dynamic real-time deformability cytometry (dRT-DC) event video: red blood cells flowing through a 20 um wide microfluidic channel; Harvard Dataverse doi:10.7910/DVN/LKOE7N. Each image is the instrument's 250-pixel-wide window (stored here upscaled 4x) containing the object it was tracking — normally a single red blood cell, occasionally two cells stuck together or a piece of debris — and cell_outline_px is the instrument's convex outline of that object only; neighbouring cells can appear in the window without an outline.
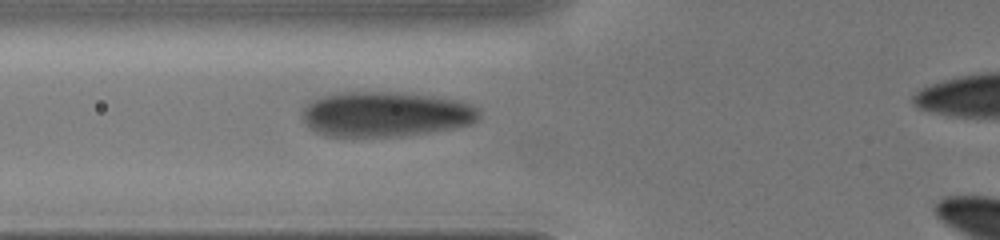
{"species": "human", "species_latin": "Homo sapiens", "temperature_condition": "cold", "stored_images_in_passage": 5, "camera_frame_rate_fps": 3000, "um_per_image_px": 0.085, "donor": {"sex": "male"}, "frame": {"image": 1, "passage_image": 4, "time_ms": 3.0, "image_size_px": [1000, 240], "cell_outline_px": [[480, 116], [476, 120], [468, 124], [452, 128], [428, 132], [388, 136], [328, 136], [316, 132], [304, 120], [304, 108], [312, 100], [320, 96], [340, 92], [392, 92], [428, 96], [460, 100], [480, 108]], "centroid_in_image_um": [32.78, 9.69], "position_along_channel_um": 93.0, "area_um2": 45.84}}